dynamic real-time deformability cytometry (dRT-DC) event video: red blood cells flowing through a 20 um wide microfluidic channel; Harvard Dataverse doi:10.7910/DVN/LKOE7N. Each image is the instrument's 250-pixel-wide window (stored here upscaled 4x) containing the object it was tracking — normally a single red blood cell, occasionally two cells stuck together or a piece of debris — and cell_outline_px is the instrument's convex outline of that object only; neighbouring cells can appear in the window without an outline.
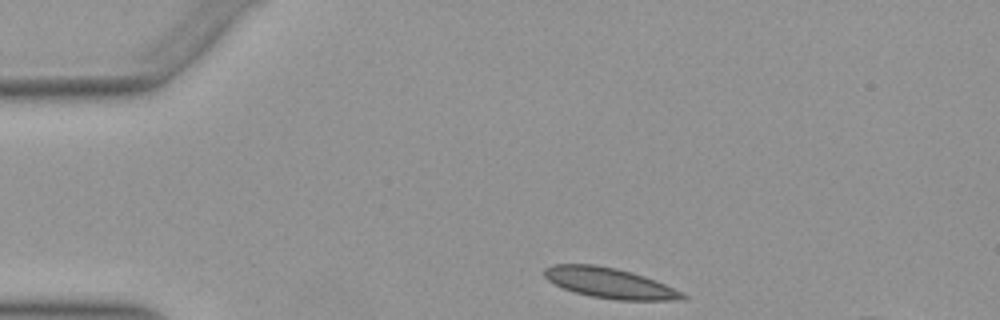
{"species": "Egyptian fruit bat (a non-hibernating species)", "species_latin": "Rousettus aegyptiacus", "temperature_condition": "warm", "stored_images_in_passage": 33, "camera_frame_rate_fps": 3000, "um_per_image_px": 0.085, "animal": {"sex": "female"}, "frame": {"image": 1, "passage_image": 1, "time_ms": 0.0, "image_size_px": [1000, 320], "cell_outline_px": [[688, 300], [616, 300], [592, 296], [576, 292], [564, 288], [548, 280], [544, 276], [544, 268], [552, 264], [592, 264], [616, 268], [632, 272], [656, 280], [688, 296]], "centroid_in_image_um": [51.83, 24.05], "position_along_channel_um": 33.2, "area_um2": 24.28}}
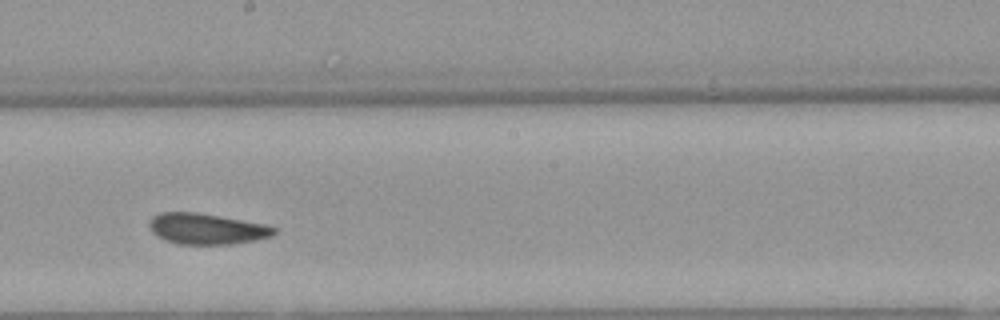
{"frame": {"image": 2, "passage_image": 20, "time_ms": 6.333, "image_size_px": [1000, 320], "cell_outline_px": [[276, 232], [272, 236], [256, 240], [232, 244], [176, 244], [164, 240], [156, 236], [152, 232], [148, 224], [152, 216], [160, 212], [196, 212], [268, 224], [276, 228]], "centroid_in_image_um": [17.56, 19.45], "position_along_channel_um": 230.6, "area_um2": 22.72}}
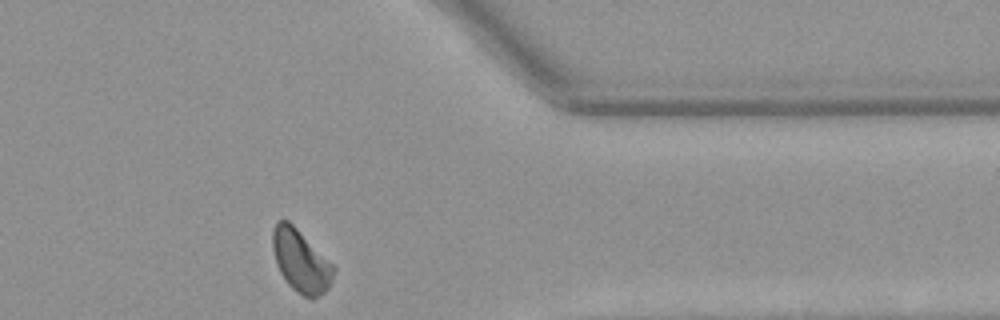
{"frame": {"image": 3, "passage_image": 33, "time_ms": 10.667, "image_size_px": [1000, 320], "cell_outline_px": [[336, 268], [332, 280], [328, 288], [324, 292], [312, 300], [296, 292], [288, 284], [280, 272], [276, 264], [272, 248], [272, 232], [276, 220], [288, 220]], "centroid_in_image_um": [25.55, 22.2], "position_along_channel_um": 385.9, "area_um2": 22.02}, "authors_computed_cell_mechanics": {"area_um2": 23.0044, "velocity_mm_per_s": 3.9108, "shape_relaxation_time_tau1_ms": 9.8039, "shape_relaxation_time_tau2_ms": 1.5132, "deformation_change_tau1": 0.1876, "deformation_change_tau2": 0.0742}}